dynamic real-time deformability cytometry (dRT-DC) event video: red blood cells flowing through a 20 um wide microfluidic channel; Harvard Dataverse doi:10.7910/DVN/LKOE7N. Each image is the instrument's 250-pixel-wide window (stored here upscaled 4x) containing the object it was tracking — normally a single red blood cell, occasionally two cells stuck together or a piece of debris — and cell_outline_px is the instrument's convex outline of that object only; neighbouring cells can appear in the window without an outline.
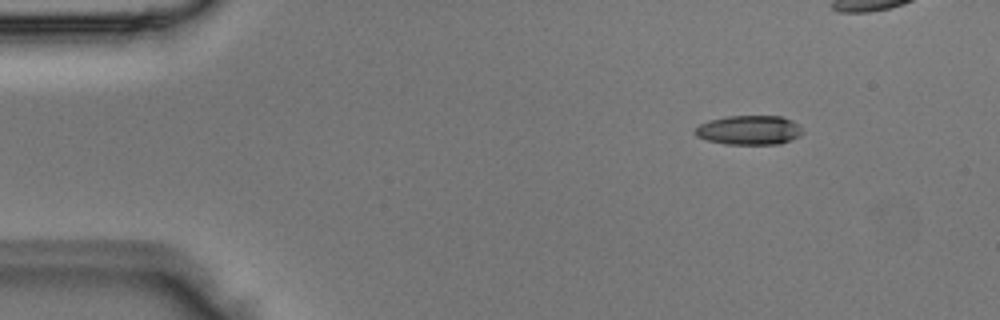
{"species": "Egyptian fruit bat (a non-hibernating species)", "species_latin": "Rousettus aegyptiacus", "temperature_condition": "room temperature", "stored_images_in_passage": 4, "camera_frame_rate_fps": 3000, "um_per_image_px": 0.085, "animal": {"sex": "male"}, "frame": {"image": 1, "passage_image": 1, "time_ms": 0.0, "image_size_px": [1000, 320], "cell_outline_px": [[800, 136], [780, 144], [724, 144], [708, 140], [696, 136], [692, 132], [700, 124], [708, 120], [728, 116], [780, 116], [792, 120], [800, 124]], "centroid_in_image_um": [63.65, 11.05], "position_along_channel_um": 21.3, "area_um2": 18.38}}